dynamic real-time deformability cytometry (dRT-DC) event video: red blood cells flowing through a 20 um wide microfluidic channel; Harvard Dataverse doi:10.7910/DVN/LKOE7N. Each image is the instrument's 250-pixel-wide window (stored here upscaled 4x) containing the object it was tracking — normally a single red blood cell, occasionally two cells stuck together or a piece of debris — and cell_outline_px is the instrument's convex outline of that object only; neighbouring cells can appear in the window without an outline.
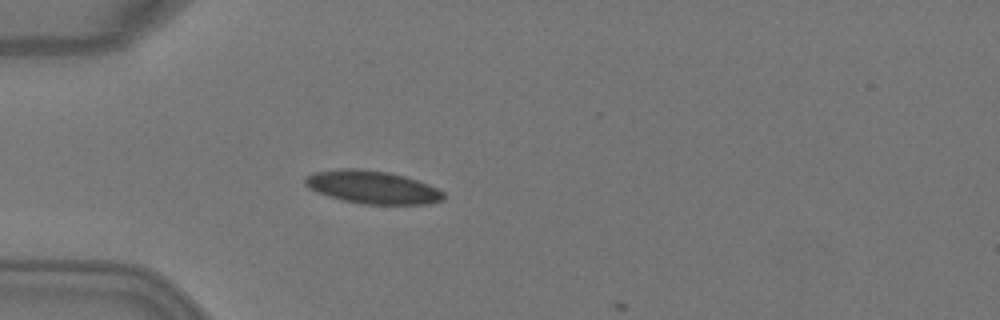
{"species": "Egyptian fruit bat (a non-hibernating species)", "species_latin": "Rousettus aegyptiacus", "temperature_condition": "warm", "stored_images_in_passage": 5, "camera_frame_rate_fps": 3000, "um_per_image_px": 0.085, "animal": {"sex": "female"}, "frame": {"image": 1, "passage_image": 5, "time_ms": 1.333, "image_size_px": [1000, 320], "cell_outline_px": [[444, 200], [428, 204], [360, 204], [340, 200], [328, 196], [308, 188], [304, 184], [304, 176], [316, 172], [340, 168], [356, 168], [388, 172], [404, 176], [428, 184], [444, 192]], "centroid_in_image_um": [31.62, 15.91], "position_along_channel_um": 53.4, "area_um2": 26.7}}